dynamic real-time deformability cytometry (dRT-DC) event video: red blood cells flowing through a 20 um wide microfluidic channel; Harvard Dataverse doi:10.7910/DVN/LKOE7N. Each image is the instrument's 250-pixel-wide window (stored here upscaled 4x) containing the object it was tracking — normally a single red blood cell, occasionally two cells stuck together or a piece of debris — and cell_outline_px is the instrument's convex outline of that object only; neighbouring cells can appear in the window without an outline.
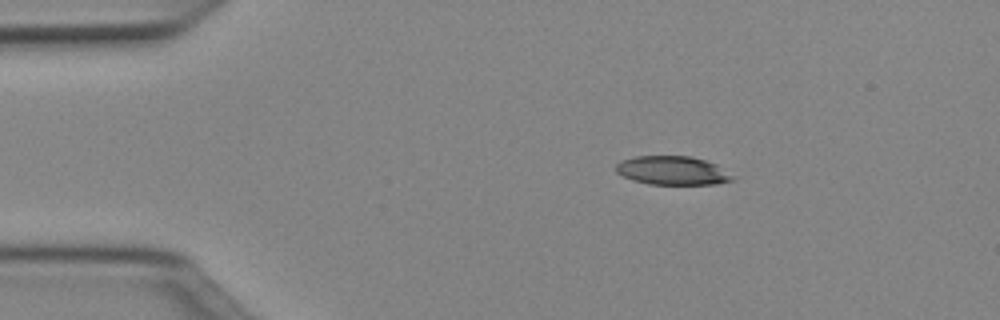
{"species": "Egyptian fruit bat (a non-hibernating species)", "species_latin": "Rousettus aegyptiacus", "temperature_condition": "cold", "stored_images_in_passage": 43, "camera_frame_rate_fps": 3000, "um_per_image_px": 0.085, "animal": {"sex": "female"}, "frame": {"image": 1, "passage_image": 1, "time_ms": 0.0, "image_size_px": [1000, 320], "cell_outline_px": [[736, 180], [716, 184], [648, 184], [632, 180], [616, 172], [616, 164], [620, 160], [636, 156], [692, 156], [716, 164], [736, 176]], "centroid_in_image_um": [57.19, 14.5], "position_along_channel_um": 27.8, "area_um2": 19.71}}
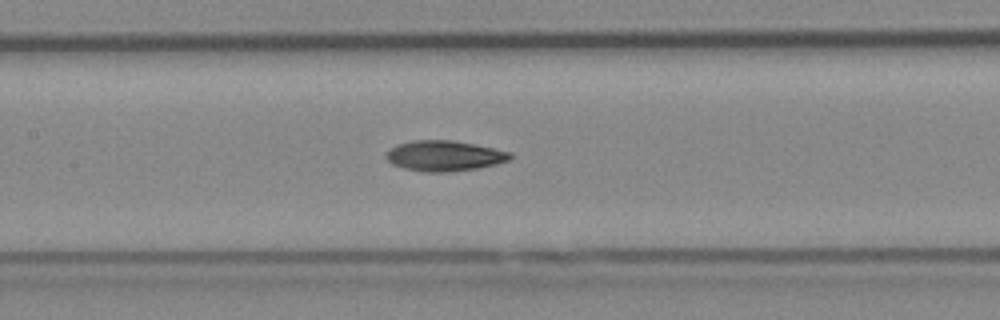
{"frame": {"image": 2, "passage_image": 16, "time_ms": 5.0, "image_size_px": [1000, 320], "cell_outline_px": [[512, 156], [508, 160], [496, 164], [476, 168], [448, 172], [424, 172], [404, 168], [392, 164], [384, 156], [396, 144], [412, 140], [452, 140], [512, 152]], "centroid_in_image_um": [37.74, 13.24], "position_along_channel_um": 169.7, "area_um2": 21.85}}
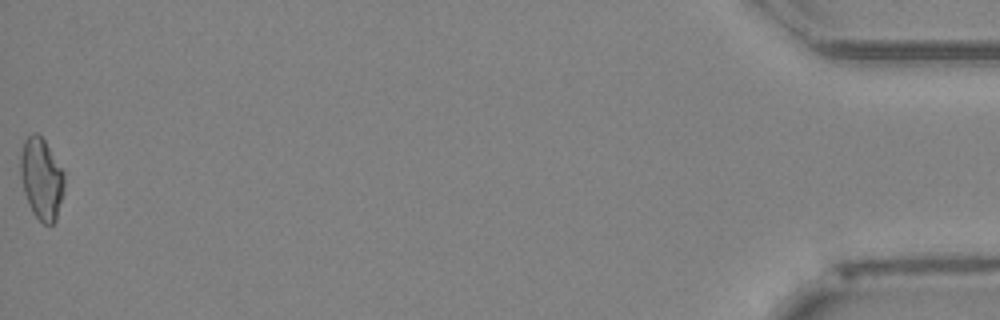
{"frame": {"image": 3, "passage_image": 43, "time_ms": 14.0, "image_size_px": [1000, 320], "cell_outline_px": [[64, 192], [56, 220], [52, 224], [44, 224], [32, 212], [24, 192], [20, 176], [20, 156], [24, 140], [32, 132], [36, 132], [44, 140], [64, 172]], "centroid_in_image_um": [3.52, 15.19], "position_along_channel_um": 431.7, "area_um2": 20.81}, "authors_computed_cell_mechanics": {"area_um2": 21.0392, "velocity_mm_per_s": 4.0149, "shape_relaxation_time_tau1_ms": 7.3207, "shape_relaxation_time_tau2_ms": 4.6718, "deformation_change_tau1": 0.1719, "deformation_change_tau2": 0.1294}}